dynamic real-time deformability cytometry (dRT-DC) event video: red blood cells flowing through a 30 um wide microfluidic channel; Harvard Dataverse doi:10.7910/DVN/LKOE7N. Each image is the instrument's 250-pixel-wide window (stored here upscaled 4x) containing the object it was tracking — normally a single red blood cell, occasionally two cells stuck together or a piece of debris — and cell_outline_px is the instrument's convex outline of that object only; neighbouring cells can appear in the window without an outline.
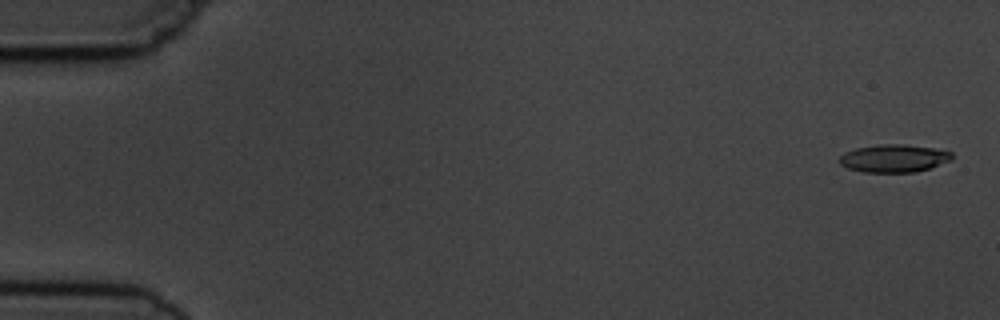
{"species": "common noctule bat (a hibernating species)", "species_latin": "Nyctalus noctula", "temperature_condition": "cold", "stored_images_in_passage": 5, "camera_frame_rate_fps": 3000, "um_per_image_px": 0.085, "animal": {"sex": "male", "body_mass_g": 19.5, "forearm_length_mm": 54.6}, "frame": {"image": 1, "passage_image": 1, "time_ms": 0.0, "image_size_px": [1000, 320], "cell_outline_px": [[952, 160], [916, 172], [864, 172], [848, 168], [840, 164], [840, 156], [844, 152], [856, 148], [876, 144], [904, 144], [936, 148], [952, 152]], "centroid_in_image_um": [75.98, 13.44], "position_along_channel_um": 9.0, "area_um2": 18.26}}
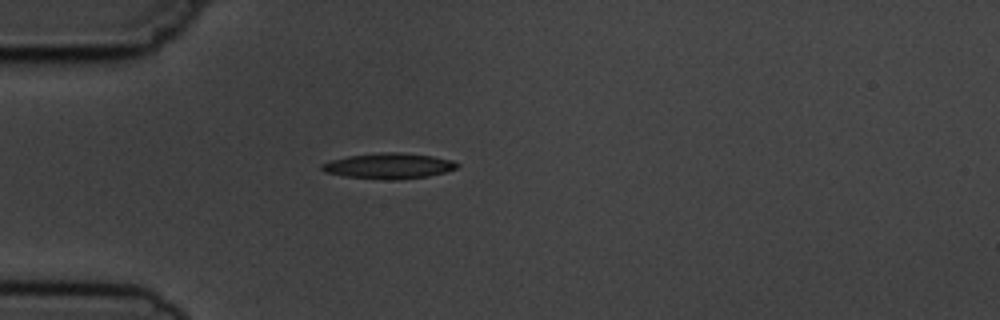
{"frame": {"image": 2, "passage_image": 5, "time_ms": 4.667, "image_size_px": [1000, 320], "cell_outline_px": [[460, 164], [456, 168], [444, 172], [428, 176], [396, 180], [384, 180], [344, 176], [324, 172], [320, 168], [320, 164], [332, 160], [348, 156], [380, 152], [400, 152], [432, 156], [452, 160]], "centroid_in_image_um": [33.02, 14.1], "position_along_channel_um": 52.0, "area_um2": 20.23}}